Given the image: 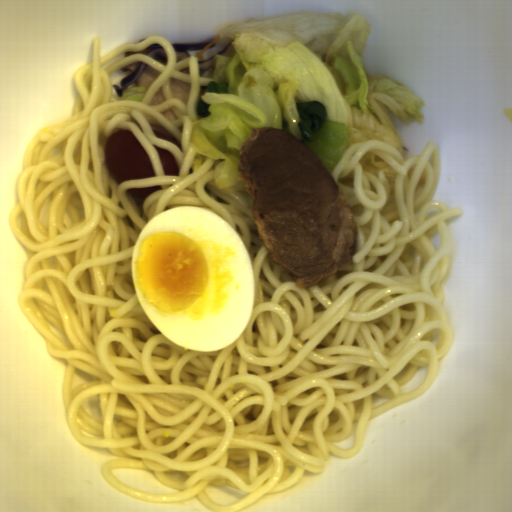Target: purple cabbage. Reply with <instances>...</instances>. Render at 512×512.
I'll list each match as a JSON object with an SVG mask.
<instances>
[{
  "label": "purple cabbage",
  "mask_w": 512,
  "mask_h": 512,
  "mask_svg": "<svg viewBox=\"0 0 512 512\" xmlns=\"http://www.w3.org/2000/svg\"><path fill=\"white\" fill-rule=\"evenodd\" d=\"M149 65L150 64H145L141 62L137 70L121 79L119 83L121 85L120 87L113 83L112 88L115 89L118 97L124 96L126 89L144 72V70Z\"/></svg>",
  "instance_id": "purple-cabbage-1"
},
{
  "label": "purple cabbage",
  "mask_w": 512,
  "mask_h": 512,
  "mask_svg": "<svg viewBox=\"0 0 512 512\" xmlns=\"http://www.w3.org/2000/svg\"><path fill=\"white\" fill-rule=\"evenodd\" d=\"M145 56L155 60L156 57L167 56V54H166L165 48H163L161 46V47H158V48L150 51Z\"/></svg>",
  "instance_id": "purple-cabbage-4"
},
{
  "label": "purple cabbage",
  "mask_w": 512,
  "mask_h": 512,
  "mask_svg": "<svg viewBox=\"0 0 512 512\" xmlns=\"http://www.w3.org/2000/svg\"><path fill=\"white\" fill-rule=\"evenodd\" d=\"M213 41V39L206 41V42H200V43H171L175 53H183V52H189V51H196L199 49H204L206 46L210 44V42Z\"/></svg>",
  "instance_id": "purple-cabbage-3"
},
{
  "label": "purple cabbage",
  "mask_w": 512,
  "mask_h": 512,
  "mask_svg": "<svg viewBox=\"0 0 512 512\" xmlns=\"http://www.w3.org/2000/svg\"><path fill=\"white\" fill-rule=\"evenodd\" d=\"M234 41V40H232ZM232 41H230L229 43H227L225 45V47L219 51L217 54L211 56L209 59H207L206 61H197V64H198V68H199V71H203V70H206V69H209L210 67L213 66L214 64V57L216 55H219V56H231L235 49L232 45Z\"/></svg>",
  "instance_id": "purple-cabbage-2"
}]
</instances>
